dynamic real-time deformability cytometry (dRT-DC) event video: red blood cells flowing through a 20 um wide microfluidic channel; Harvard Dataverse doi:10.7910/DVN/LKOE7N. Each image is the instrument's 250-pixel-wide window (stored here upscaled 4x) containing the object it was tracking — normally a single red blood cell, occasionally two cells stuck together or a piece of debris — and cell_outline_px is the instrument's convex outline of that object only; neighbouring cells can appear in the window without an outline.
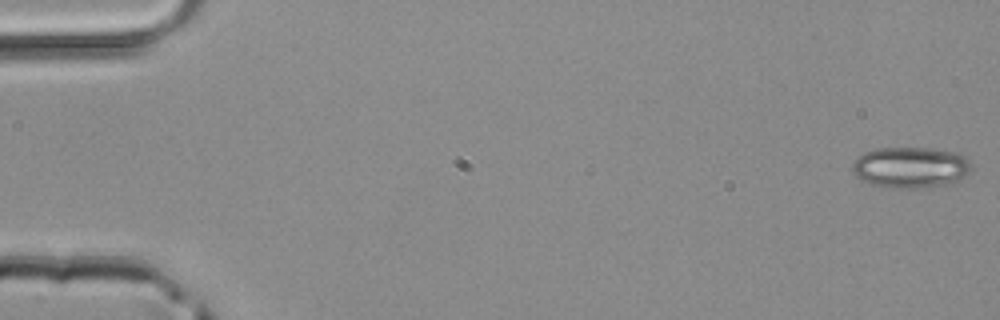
{"species": "common noctule bat (a hibernating species)", "species_latin": "Nyctalus noctula", "temperature_condition": "room temperature", "stored_images_in_passage": 12, "camera_frame_rate_fps": 3000, "um_per_image_px": 0.085, "animal": {"sex": "male", "body_mass_g": 20.4}, "frame": {"image": 1, "passage_image": 1, "time_ms": 0.0, "image_size_px": [1000, 320], "cell_outline_px": [[972, 168], [956, 184], [924, 188], [888, 188], [872, 184], [856, 176], [852, 172], [852, 164], [864, 152], [872, 148], [932, 148], [956, 152], [964, 156], [972, 164]], "centroid_in_image_um": [77.44, 14.24], "position_along_channel_um": 7.6, "area_um2": 28.9}}